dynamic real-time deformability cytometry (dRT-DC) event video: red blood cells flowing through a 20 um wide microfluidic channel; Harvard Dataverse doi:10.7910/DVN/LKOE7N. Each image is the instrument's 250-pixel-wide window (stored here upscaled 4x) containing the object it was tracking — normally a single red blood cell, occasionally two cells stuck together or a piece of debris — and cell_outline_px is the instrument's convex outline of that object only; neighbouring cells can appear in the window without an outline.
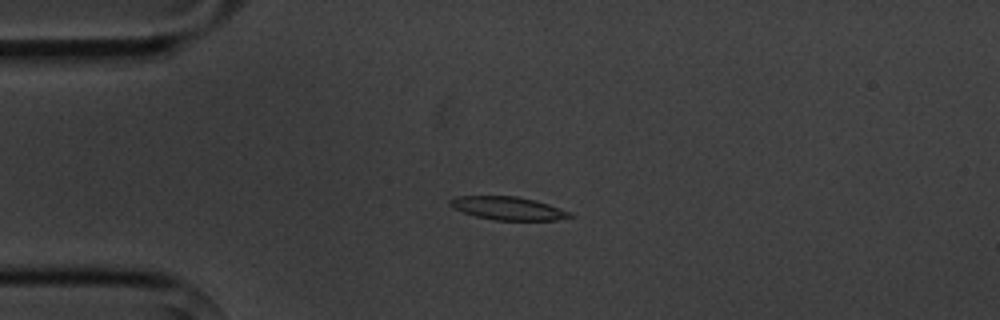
{"species": "common noctule bat (a hibernating species)", "species_latin": "Nyctalus noctula", "temperature_condition": "cold", "stored_images_in_passage": 8, "camera_frame_rate_fps": 3000, "um_per_image_px": 0.085, "animal": {"sex": "male", "body_mass_g": 20.1, "forearm_length_mm": 53.5}, "frame": {"image": 1, "passage_image": 4, "time_ms": 3.667, "image_size_px": [1000, 320], "cell_outline_px": [[576, 216], [556, 220], [496, 220], [476, 216], [452, 208], [448, 204], [448, 200], [456, 196], [516, 196], [536, 200], [572, 212]], "centroid_in_image_um": [43.19, 17.7], "position_along_channel_um": 41.8, "area_um2": 16.3}}
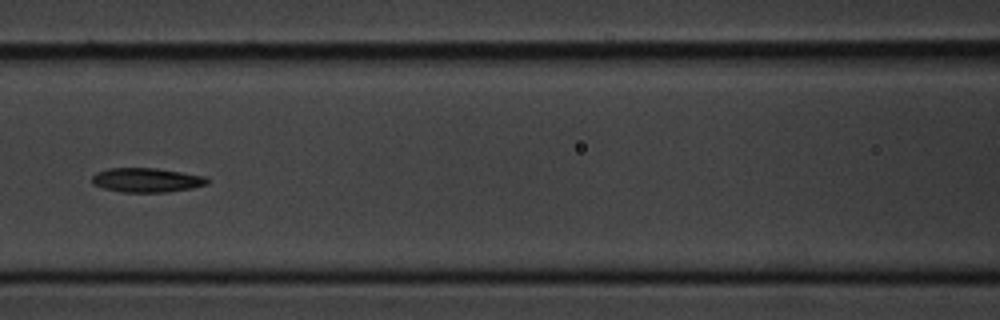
{"frame": {"image": 2, "passage_image": 7, "time_ms": 7.333, "image_size_px": [1000, 320], "cell_outline_px": [[208, 184], [192, 188], [168, 192], [124, 192], [104, 188], [92, 184], [92, 176], [96, 172], [108, 168], [156, 168], [208, 176]], "centroid_in_image_um": [12.49, 15.3], "position_along_channel_um": 154.1, "area_um2": 16.42}}
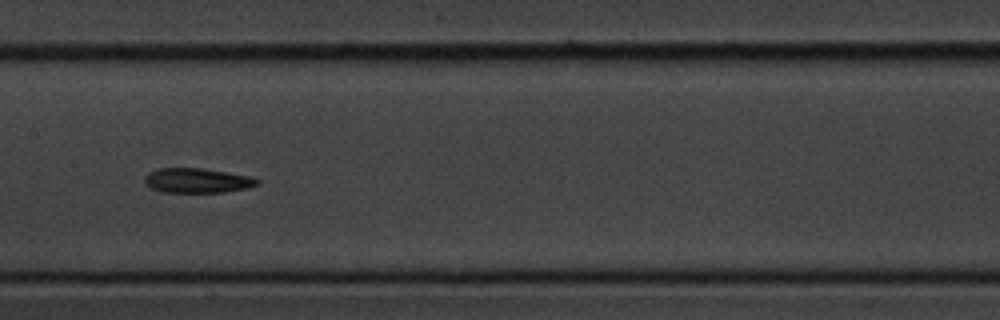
{"frame": {"image": 3, "passage_image": 8, "time_ms": 8.333, "image_size_px": [1000, 320], "cell_outline_px": [[260, 184], [248, 188], [224, 192], [164, 192], [152, 188], [144, 184], [144, 176], [148, 172], [156, 168], [200, 168], [248, 176], [260, 180]], "centroid_in_image_um": [16.72, 15.34], "position_along_channel_um": 190.7, "area_um2": 16.18}}